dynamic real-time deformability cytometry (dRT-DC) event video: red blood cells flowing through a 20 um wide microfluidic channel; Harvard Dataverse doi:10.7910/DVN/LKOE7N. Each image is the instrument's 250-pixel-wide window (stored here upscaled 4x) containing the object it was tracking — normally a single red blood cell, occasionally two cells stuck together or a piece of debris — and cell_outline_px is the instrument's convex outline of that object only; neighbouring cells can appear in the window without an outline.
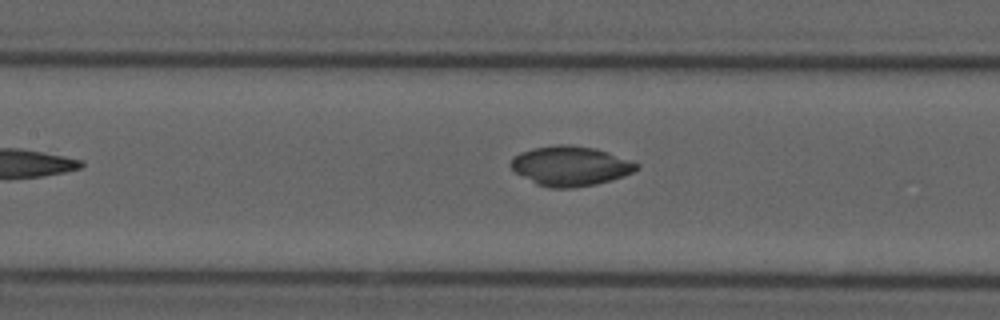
{"species": "common noctule bat (a hibernating species)", "species_latin": "Nyctalus noctula", "temperature_condition": "cold", "stored_images_in_passage": 6, "camera_frame_rate_fps": 3000, "um_per_image_px": 0.085, "animal": {"sex": "male", "forearm_length_mm": 52.5}, "frame": {"image": 1, "passage_image": 5, "time_ms": 4.667, "image_size_px": [1000, 320], "cell_outline_px": [[640, 168], [624, 176], [596, 184], [572, 188], [552, 188], [536, 184], [516, 172], [512, 168], [512, 156], [520, 152], [532, 148], [556, 144], [572, 144], [596, 148], [632, 160], [640, 164]], "centroid_in_image_um": [48.51, 14.09], "position_along_channel_um": 158.9, "area_um2": 29.25}}